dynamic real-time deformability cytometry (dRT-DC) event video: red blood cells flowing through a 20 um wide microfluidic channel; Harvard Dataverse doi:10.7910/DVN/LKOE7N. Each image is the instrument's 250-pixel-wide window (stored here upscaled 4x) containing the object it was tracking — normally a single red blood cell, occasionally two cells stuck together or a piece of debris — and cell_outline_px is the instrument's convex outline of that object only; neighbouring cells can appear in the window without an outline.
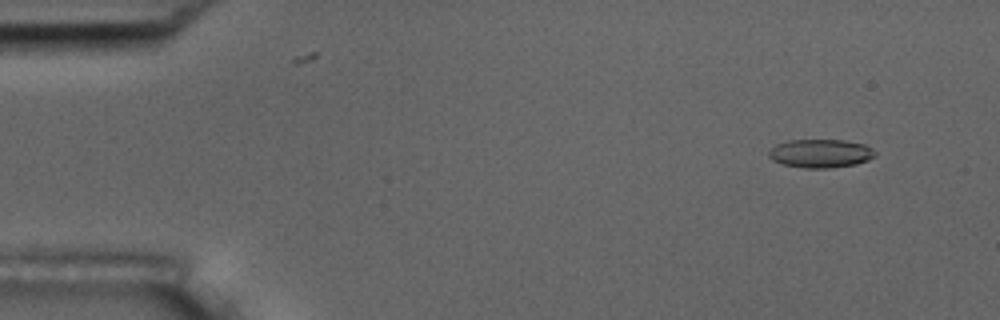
{"species": "common noctule bat (a hibernating species)", "species_latin": "Nyctalus noctula", "temperature_condition": "room temperature", "stored_images_in_passage": 5, "camera_frame_rate_fps": 3000, "um_per_image_px": 0.085, "animal": {"sex": "male", "body_mass_g": 17.5, "forearm_length_mm": 52.3}, "frame": {"image": 1, "passage_image": 2, "time_ms": 1.0, "image_size_px": [1000, 320], "cell_outline_px": [[876, 156], [868, 160], [856, 164], [832, 168], [804, 168], [784, 164], [772, 160], [768, 156], [768, 152], [776, 144], [788, 140], [844, 140], [864, 144], [872, 148], [876, 152]], "centroid_in_image_um": [69.76, 13.04], "position_along_channel_um": 15.2, "area_um2": 17.74}}
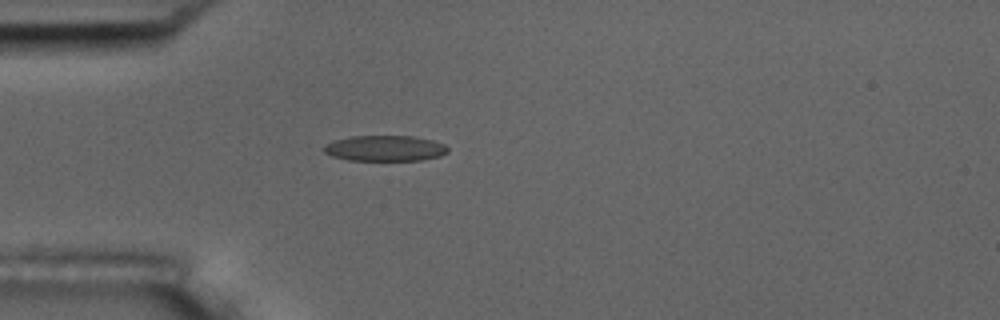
{"frame": {"image": 2, "passage_image": 5, "time_ms": 4.667, "image_size_px": [1000, 320], "cell_outline_px": [[448, 152], [440, 156], [420, 160], [348, 160], [332, 156], [324, 152], [324, 148], [332, 140], [352, 136], [412, 136], [432, 140], [444, 144], [448, 148]], "centroid_in_image_um": [32.73, 12.6], "position_along_channel_um": 52.3, "area_um2": 18.44}}